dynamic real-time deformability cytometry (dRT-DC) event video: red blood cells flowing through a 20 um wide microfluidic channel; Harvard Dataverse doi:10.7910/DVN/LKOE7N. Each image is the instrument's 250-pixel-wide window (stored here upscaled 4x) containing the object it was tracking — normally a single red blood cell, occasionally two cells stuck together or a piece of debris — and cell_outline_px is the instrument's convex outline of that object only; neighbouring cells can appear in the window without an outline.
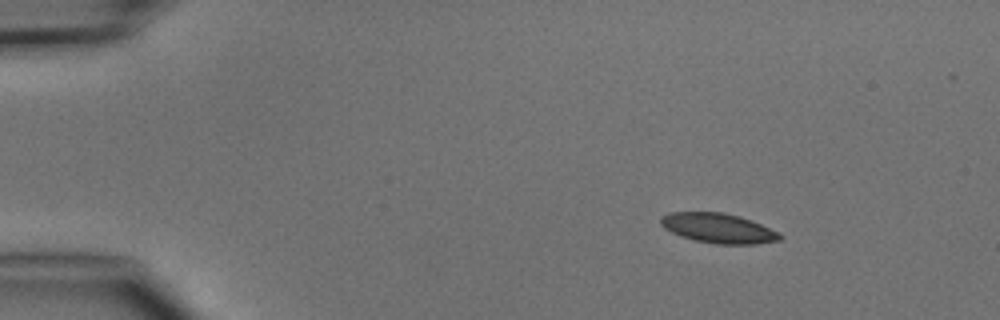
{"species": "common noctule bat (a hibernating species)", "species_latin": "Nyctalus noctula", "temperature_condition": "cold", "stored_images_in_passage": 4, "segment_of_instrument_passage": [1, 2], "camera_frame_rate_fps": 3000, "um_per_image_px": 0.085, "animal": {"sex": "male", "body_mass_g": 15.6}, "frame": {"image": 1, "passage_image": 2, "time_ms": 1.0, "image_size_px": [1000, 320], "cell_outline_px": [[784, 236], [780, 240], [756, 244], [716, 244], [696, 240], [680, 236], [664, 228], [660, 224], [660, 220], [668, 212], [724, 212], [740, 216], [752, 220], [780, 232]], "centroid_in_image_um": [61.1, 19.39], "position_along_channel_um": 23.9, "area_um2": 20.81}}